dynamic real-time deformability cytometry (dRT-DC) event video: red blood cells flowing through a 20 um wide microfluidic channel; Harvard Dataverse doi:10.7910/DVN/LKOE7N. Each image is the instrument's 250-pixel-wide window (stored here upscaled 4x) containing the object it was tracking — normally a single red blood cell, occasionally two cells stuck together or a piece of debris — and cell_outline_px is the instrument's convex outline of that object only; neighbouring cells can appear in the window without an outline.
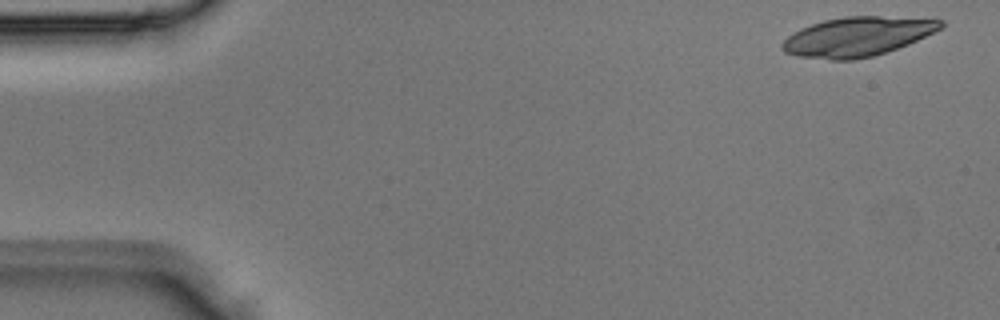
{"species": "Egyptian fruit bat (a non-hibernating species)", "species_latin": "Rousettus aegyptiacus", "temperature_condition": "room temperature", "stored_images_in_passage": 5, "camera_frame_rate_fps": 3000, "um_per_image_px": 0.085, "animal": {"sex": "male"}, "frame": {"image": 1, "passage_image": 5, "time_ms": 1.333, "image_size_px": [1000, 320], "cell_outline_px": [[944, 28], [908, 44], [872, 56], [852, 60], [832, 60], [796, 56], [784, 52], [780, 48], [780, 44], [788, 36], [800, 28], [824, 20], [844, 16], [876, 16], [944, 20]], "centroid_in_image_um": [72.85, 3.11], "position_along_channel_um": 12.2, "area_um2": 36.24}}